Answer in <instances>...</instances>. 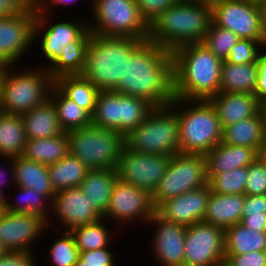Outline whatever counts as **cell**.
I'll use <instances>...</instances> for the list:
<instances>
[{"instance_id": "obj_23", "label": "cell", "mask_w": 266, "mask_h": 266, "mask_svg": "<svg viewBox=\"0 0 266 266\" xmlns=\"http://www.w3.org/2000/svg\"><path fill=\"white\" fill-rule=\"evenodd\" d=\"M205 159L207 174H219L248 167L258 159V153L253 148L220 142L205 155Z\"/></svg>"}, {"instance_id": "obj_11", "label": "cell", "mask_w": 266, "mask_h": 266, "mask_svg": "<svg viewBox=\"0 0 266 266\" xmlns=\"http://www.w3.org/2000/svg\"><path fill=\"white\" fill-rule=\"evenodd\" d=\"M208 184L205 155L177 153L152 194L155 208L166 200Z\"/></svg>"}, {"instance_id": "obj_51", "label": "cell", "mask_w": 266, "mask_h": 266, "mask_svg": "<svg viewBox=\"0 0 266 266\" xmlns=\"http://www.w3.org/2000/svg\"><path fill=\"white\" fill-rule=\"evenodd\" d=\"M78 0H33V9L36 13H49L51 14L56 6H69L70 4H77ZM54 5V6H53ZM50 8V9H49ZM51 11V12H50Z\"/></svg>"}, {"instance_id": "obj_5", "label": "cell", "mask_w": 266, "mask_h": 266, "mask_svg": "<svg viewBox=\"0 0 266 266\" xmlns=\"http://www.w3.org/2000/svg\"><path fill=\"white\" fill-rule=\"evenodd\" d=\"M144 40L132 37L91 35L82 76L100 91L114 90L124 79L125 58Z\"/></svg>"}, {"instance_id": "obj_48", "label": "cell", "mask_w": 266, "mask_h": 266, "mask_svg": "<svg viewBox=\"0 0 266 266\" xmlns=\"http://www.w3.org/2000/svg\"><path fill=\"white\" fill-rule=\"evenodd\" d=\"M37 253L30 252H8L0 258V266H37Z\"/></svg>"}, {"instance_id": "obj_33", "label": "cell", "mask_w": 266, "mask_h": 266, "mask_svg": "<svg viewBox=\"0 0 266 266\" xmlns=\"http://www.w3.org/2000/svg\"><path fill=\"white\" fill-rule=\"evenodd\" d=\"M26 141L21 115L0 112V158L21 156Z\"/></svg>"}, {"instance_id": "obj_53", "label": "cell", "mask_w": 266, "mask_h": 266, "mask_svg": "<svg viewBox=\"0 0 266 266\" xmlns=\"http://www.w3.org/2000/svg\"><path fill=\"white\" fill-rule=\"evenodd\" d=\"M2 159H5V161H9V167H10V170L9 171H6L5 169L4 170H2V168L3 167H0V190H5L4 189V187L3 186H7L8 184L7 183H9V181L12 183V181H15L14 179V164H13V158H10V157H1V159L0 160H2ZM1 166V165H0ZM4 172V173H3ZM9 174H8V173ZM7 175V176H6ZM9 175H11L10 177H9ZM5 176V177H4ZM7 177V178H6ZM8 179H9V181H8ZM12 179V180H11ZM7 182V183H6ZM5 184V185H4ZM3 187V188H2Z\"/></svg>"}, {"instance_id": "obj_50", "label": "cell", "mask_w": 266, "mask_h": 266, "mask_svg": "<svg viewBox=\"0 0 266 266\" xmlns=\"http://www.w3.org/2000/svg\"><path fill=\"white\" fill-rule=\"evenodd\" d=\"M257 66L258 79L254 94L260 102H263L266 100V48L259 54Z\"/></svg>"}, {"instance_id": "obj_30", "label": "cell", "mask_w": 266, "mask_h": 266, "mask_svg": "<svg viewBox=\"0 0 266 266\" xmlns=\"http://www.w3.org/2000/svg\"><path fill=\"white\" fill-rule=\"evenodd\" d=\"M257 79V62L233 64L223 60L221 67L220 92L254 94Z\"/></svg>"}, {"instance_id": "obj_61", "label": "cell", "mask_w": 266, "mask_h": 266, "mask_svg": "<svg viewBox=\"0 0 266 266\" xmlns=\"http://www.w3.org/2000/svg\"><path fill=\"white\" fill-rule=\"evenodd\" d=\"M245 1L261 5L264 0H245Z\"/></svg>"}, {"instance_id": "obj_27", "label": "cell", "mask_w": 266, "mask_h": 266, "mask_svg": "<svg viewBox=\"0 0 266 266\" xmlns=\"http://www.w3.org/2000/svg\"><path fill=\"white\" fill-rule=\"evenodd\" d=\"M27 139L52 138L63 132L53 102L44 103L21 115Z\"/></svg>"}, {"instance_id": "obj_55", "label": "cell", "mask_w": 266, "mask_h": 266, "mask_svg": "<svg viewBox=\"0 0 266 266\" xmlns=\"http://www.w3.org/2000/svg\"><path fill=\"white\" fill-rule=\"evenodd\" d=\"M258 159L264 165L266 170V144L258 152Z\"/></svg>"}, {"instance_id": "obj_43", "label": "cell", "mask_w": 266, "mask_h": 266, "mask_svg": "<svg viewBox=\"0 0 266 266\" xmlns=\"http://www.w3.org/2000/svg\"><path fill=\"white\" fill-rule=\"evenodd\" d=\"M266 194V170L259 159L248 166L245 195Z\"/></svg>"}, {"instance_id": "obj_15", "label": "cell", "mask_w": 266, "mask_h": 266, "mask_svg": "<svg viewBox=\"0 0 266 266\" xmlns=\"http://www.w3.org/2000/svg\"><path fill=\"white\" fill-rule=\"evenodd\" d=\"M156 213V208L152 202V194L140 187H136L120 179H116L111 199L106 213L103 215L108 222V218L119 225L139 221L147 224ZM139 220V221H138Z\"/></svg>"}, {"instance_id": "obj_37", "label": "cell", "mask_w": 266, "mask_h": 266, "mask_svg": "<svg viewBox=\"0 0 266 266\" xmlns=\"http://www.w3.org/2000/svg\"><path fill=\"white\" fill-rule=\"evenodd\" d=\"M106 222L105 218H101L96 222L81 225L70 230L79 252L110 247L111 234L113 233L106 226Z\"/></svg>"}, {"instance_id": "obj_31", "label": "cell", "mask_w": 266, "mask_h": 266, "mask_svg": "<svg viewBox=\"0 0 266 266\" xmlns=\"http://www.w3.org/2000/svg\"><path fill=\"white\" fill-rule=\"evenodd\" d=\"M69 154L67 132L52 138L27 139L22 157L43 165H51Z\"/></svg>"}, {"instance_id": "obj_9", "label": "cell", "mask_w": 266, "mask_h": 266, "mask_svg": "<svg viewBox=\"0 0 266 266\" xmlns=\"http://www.w3.org/2000/svg\"><path fill=\"white\" fill-rule=\"evenodd\" d=\"M92 20L89 30L96 35L148 40L149 25L141 17L135 0H89Z\"/></svg>"}, {"instance_id": "obj_60", "label": "cell", "mask_w": 266, "mask_h": 266, "mask_svg": "<svg viewBox=\"0 0 266 266\" xmlns=\"http://www.w3.org/2000/svg\"><path fill=\"white\" fill-rule=\"evenodd\" d=\"M1 95H2V68L0 67V112H1Z\"/></svg>"}, {"instance_id": "obj_1", "label": "cell", "mask_w": 266, "mask_h": 266, "mask_svg": "<svg viewBox=\"0 0 266 266\" xmlns=\"http://www.w3.org/2000/svg\"><path fill=\"white\" fill-rule=\"evenodd\" d=\"M113 91L144 99L153 107L170 105L174 100L172 51L143 41L125 58L124 79Z\"/></svg>"}, {"instance_id": "obj_8", "label": "cell", "mask_w": 266, "mask_h": 266, "mask_svg": "<svg viewBox=\"0 0 266 266\" xmlns=\"http://www.w3.org/2000/svg\"><path fill=\"white\" fill-rule=\"evenodd\" d=\"M67 135L69 154L83 162L89 170L117 168L125 145L120 132L90 124L69 131Z\"/></svg>"}, {"instance_id": "obj_10", "label": "cell", "mask_w": 266, "mask_h": 266, "mask_svg": "<svg viewBox=\"0 0 266 266\" xmlns=\"http://www.w3.org/2000/svg\"><path fill=\"white\" fill-rule=\"evenodd\" d=\"M154 107L144 99L113 90L100 91L91 124L120 132L123 136L135 129Z\"/></svg>"}, {"instance_id": "obj_34", "label": "cell", "mask_w": 266, "mask_h": 266, "mask_svg": "<svg viewBox=\"0 0 266 266\" xmlns=\"http://www.w3.org/2000/svg\"><path fill=\"white\" fill-rule=\"evenodd\" d=\"M225 255L266 251V232L250 230L238 223L225 231Z\"/></svg>"}, {"instance_id": "obj_25", "label": "cell", "mask_w": 266, "mask_h": 266, "mask_svg": "<svg viewBox=\"0 0 266 266\" xmlns=\"http://www.w3.org/2000/svg\"><path fill=\"white\" fill-rule=\"evenodd\" d=\"M222 143L253 148L257 153L266 144L264 117L259 111L255 116L228 125L222 131Z\"/></svg>"}, {"instance_id": "obj_7", "label": "cell", "mask_w": 266, "mask_h": 266, "mask_svg": "<svg viewBox=\"0 0 266 266\" xmlns=\"http://www.w3.org/2000/svg\"><path fill=\"white\" fill-rule=\"evenodd\" d=\"M125 146L134 152L173 156L180 153L179 124L170 106L154 107L146 119L124 136Z\"/></svg>"}, {"instance_id": "obj_54", "label": "cell", "mask_w": 266, "mask_h": 266, "mask_svg": "<svg viewBox=\"0 0 266 266\" xmlns=\"http://www.w3.org/2000/svg\"><path fill=\"white\" fill-rule=\"evenodd\" d=\"M5 190H0V211L5 212L7 207V195L4 193Z\"/></svg>"}, {"instance_id": "obj_36", "label": "cell", "mask_w": 266, "mask_h": 266, "mask_svg": "<svg viewBox=\"0 0 266 266\" xmlns=\"http://www.w3.org/2000/svg\"><path fill=\"white\" fill-rule=\"evenodd\" d=\"M88 170L83 162L70 154L48 165L49 178L55 192L79 187Z\"/></svg>"}, {"instance_id": "obj_20", "label": "cell", "mask_w": 266, "mask_h": 266, "mask_svg": "<svg viewBox=\"0 0 266 266\" xmlns=\"http://www.w3.org/2000/svg\"><path fill=\"white\" fill-rule=\"evenodd\" d=\"M146 225L155 227L150 243L160 266H184V243L187 227L169 222L155 213Z\"/></svg>"}, {"instance_id": "obj_38", "label": "cell", "mask_w": 266, "mask_h": 266, "mask_svg": "<svg viewBox=\"0 0 266 266\" xmlns=\"http://www.w3.org/2000/svg\"><path fill=\"white\" fill-rule=\"evenodd\" d=\"M16 187V192L19 198L17 203L14 204L11 202V199H7V212L13 213H29L40 215L47 221V226H50V215H51V202L40 193L34 191L30 188H24L19 186Z\"/></svg>"}, {"instance_id": "obj_45", "label": "cell", "mask_w": 266, "mask_h": 266, "mask_svg": "<svg viewBox=\"0 0 266 266\" xmlns=\"http://www.w3.org/2000/svg\"><path fill=\"white\" fill-rule=\"evenodd\" d=\"M115 256V252L110 251L109 247L79 252L81 266H117Z\"/></svg>"}, {"instance_id": "obj_35", "label": "cell", "mask_w": 266, "mask_h": 266, "mask_svg": "<svg viewBox=\"0 0 266 266\" xmlns=\"http://www.w3.org/2000/svg\"><path fill=\"white\" fill-rule=\"evenodd\" d=\"M49 99L54 104L63 132L85 128L91 124V116L67 98L55 85L50 90Z\"/></svg>"}, {"instance_id": "obj_3", "label": "cell", "mask_w": 266, "mask_h": 266, "mask_svg": "<svg viewBox=\"0 0 266 266\" xmlns=\"http://www.w3.org/2000/svg\"><path fill=\"white\" fill-rule=\"evenodd\" d=\"M212 21L211 6L179 0L152 22L148 40L169 51L189 43H202Z\"/></svg>"}, {"instance_id": "obj_52", "label": "cell", "mask_w": 266, "mask_h": 266, "mask_svg": "<svg viewBox=\"0 0 266 266\" xmlns=\"http://www.w3.org/2000/svg\"><path fill=\"white\" fill-rule=\"evenodd\" d=\"M240 224L250 230L266 232V215L242 216Z\"/></svg>"}, {"instance_id": "obj_17", "label": "cell", "mask_w": 266, "mask_h": 266, "mask_svg": "<svg viewBox=\"0 0 266 266\" xmlns=\"http://www.w3.org/2000/svg\"><path fill=\"white\" fill-rule=\"evenodd\" d=\"M36 12L0 17V67L15 66L34 44ZM22 57V59H21Z\"/></svg>"}, {"instance_id": "obj_14", "label": "cell", "mask_w": 266, "mask_h": 266, "mask_svg": "<svg viewBox=\"0 0 266 266\" xmlns=\"http://www.w3.org/2000/svg\"><path fill=\"white\" fill-rule=\"evenodd\" d=\"M49 13H36L34 25V41L40 38V47L44 60L48 64H42L46 70L63 54L65 46L77 40L88 28V20L85 18L78 19L77 17L69 19V21L51 22ZM50 20V21H49ZM71 20V21H70ZM42 35V36H41ZM40 36V37H39Z\"/></svg>"}, {"instance_id": "obj_19", "label": "cell", "mask_w": 266, "mask_h": 266, "mask_svg": "<svg viewBox=\"0 0 266 266\" xmlns=\"http://www.w3.org/2000/svg\"><path fill=\"white\" fill-rule=\"evenodd\" d=\"M52 217H56L67 231L93 223L103 218V215L91 204L80 187L57 191L51 203Z\"/></svg>"}, {"instance_id": "obj_32", "label": "cell", "mask_w": 266, "mask_h": 266, "mask_svg": "<svg viewBox=\"0 0 266 266\" xmlns=\"http://www.w3.org/2000/svg\"><path fill=\"white\" fill-rule=\"evenodd\" d=\"M54 85L70 100L93 115L100 90L82 75H65L54 80Z\"/></svg>"}, {"instance_id": "obj_44", "label": "cell", "mask_w": 266, "mask_h": 266, "mask_svg": "<svg viewBox=\"0 0 266 266\" xmlns=\"http://www.w3.org/2000/svg\"><path fill=\"white\" fill-rule=\"evenodd\" d=\"M179 0H135L141 17L150 26L168 8L174 6Z\"/></svg>"}, {"instance_id": "obj_58", "label": "cell", "mask_w": 266, "mask_h": 266, "mask_svg": "<svg viewBox=\"0 0 266 266\" xmlns=\"http://www.w3.org/2000/svg\"><path fill=\"white\" fill-rule=\"evenodd\" d=\"M262 8V16H263V25L266 32V0H264L261 4Z\"/></svg>"}, {"instance_id": "obj_6", "label": "cell", "mask_w": 266, "mask_h": 266, "mask_svg": "<svg viewBox=\"0 0 266 266\" xmlns=\"http://www.w3.org/2000/svg\"><path fill=\"white\" fill-rule=\"evenodd\" d=\"M37 66L35 68L22 66L16 70L13 69V65L1 67L2 113L22 115L49 98L54 80L44 67Z\"/></svg>"}, {"instance_id": "obj_62", "label": "cell", "mask_w": 266, "mask_h": 266, "mask_svg": "<svg viewBox=\"0 0 266 266\" xmlns=\"http://www.w3.org/2000/svg\"><path fill=\"white\" fill-rule=\"evenodd\" d=\"M74 266H81V258L80 257H78V260Z\"/></svg>"}, {"instance_id": "obj_40", "label": "cell", "mask_w": 266, "mask_h": 266, "mask_svg": "<svg viewBox=\"0 0 266 266\" xmlns=\"http://www.w3.org/2000/svg\"><path fill=\"white\" fill-rule=\"evenodd\" d=\"M61 236H56L49 247L48 259L51 266H74L79 257V249L70 231L60 229Z\"/></svg>"}, {"instance_id": "obj_47", "label": "cell", "mask_w": 266, "mask_h": 266, "mask_svg": "<svg viewBox=\"0 0 266 266\" xmlns=\"http://www.w3.org/2000/svg\"><path fill=\"white\" fill-rule=\"evenodd\" d=\"M33 9V0H0V17L28 14Z\"/></svg>"}, {"instance_id": "obj_26", "label": "cell", "mask_w": 266, "mask_h": 266, "mask_svg": "<svg viewBox=\"0 0 266 266\" xmlns=\"http://www.w3.org/2000/svg\"><path fill=\"white\" fill-rule=\"evenodd\" d=\"M14 184L24 188H30L44 195L51 203L56 192L51 184L48 166L22 156L13 157Z\"/></svg>"}, {"instance_id": "obj_24", "label": "cell", "mask_w": 266, "mask_h": 266, "mask_svg": "<svg viewBox=\"0 0 266 266\" xmlns=\"http://www.w3.org/2000/svg\"><path fill=\"white\" fill-rule=\"evenodd\" d=\"M245 195L210 193L203 222L224 231L241 222Z\"/></svg>"}, {"instance_id": "obj_28", "label": "cell", "mask_w": 266, "mask_h": 266, "mask_svg": "<svg viewBox=\"0 0 266 266\" xmlns=\"http://www.w3.org/2000/svg\"><path fill=\"white\" fill-rule=\"evenodd\" d=\"M117 178L116 169L88 170L79 186L102 215L108 209L112 188Z\"/></svg>"}, {"instance_id": "obj_21", "label": "cell", "mask_w": 266, "mask_h": 266, "mask_svg": "<svg viewBox=\"0 0 266 266\" xmlns=\"http://www.w3.org/2000/svg\"><path fill=\"white\" fill-rule=\"evenodd\" d=\"M210 193L211 188L207 184L166 200L156 208V213L164 220L184 227L203 222Z\"/></svg>"}, {"instance_id": "obj_57", "label": "cell", "mask_w": 266, "mask_h": 266, "mask_svg": "<svg viewBox=\"0 0 266 266\" xmlns=\"http://www.w3.org/2000/svg\"><path fill=\"white\" fill-rule=\"evenodd\" d=\"M260 111L262 112V115L264 117V127L266 132V100L263 102H260Z\"/></svg>"}, {"instance_id": "obj_56", "label": "cell", "mask_w": 266, "mask_h": 266, "mask_svg": "<svg viewBox=\"0 0 266 266\" xmlns=\"http://www.w3.org/2000/svg\"><path fill=\"white\" fill-rule=\"evenodd\" d=\"M194 1H196V2H198V3H201V4H203V5H207V6H211V7H213V6H215L216 4H218V3H222V2L225 1V0H194Z\"/></svg>"}, {"instance_id": "obj_39", "label": "cell", "mask_w": 266, "mask_h": 266, "mask_svg": "<svg viewBox=\"0 0 266 266\" xmlns=\"http://www.w3.org/2000/svg\"><path fill=\"white\" fill-rule=\"evenodd\" d=\"M248 167H240L219 174H207L211 191L219 194L245 195Z\"/></svg>"}, {"instance_id": "obj_16", "label": "cell", "mask_w": 266, "mask_h": 266, "mask_svg": "<svg viewBox=\"0 0 266 266\" xmlns=\"http://www.w3.org/2000/svg\"><path fill=\"white\" fill-rule=\"evenodd\" d=\"M170 157L162 154L134 152L124 145L116 168L117 177L122 182L140 187L153 194L165 174Z\"/></svg>"}, {"instance_id": "obj_46", "label": "cell", "mask_w": 266, "mask_h": 266, "mask_svg": "<svg viewBox=\"0 0 266 266\" xmlns=\"http://www.w3.org/2000/svg\"><path fill=\"white\" fill-rule=\"evenodd\" d=\"M224 266H266V251H254L242 255H225Z\"/></svg>"}, {"instance_id": "obj_29", "label": "cell", "mask_w": 266, "mask_h": 266, "mask_svg": "<svg viewBox=\"0 0 266 266\" xmlns=\"http://www.w3.org/2000/svg\"><path fill=\"white\" fill-rule=\"evenodd\" d=\"M91 35L88 28L77 40L65 46L63 54L47 69L53 80L65 75L82 74Z\"/></svg>"}, {"instance_id": "obj_2", "label": "cell", "mask_w": 266, "mask_h": 266, "mask_svg": "<svg viewBox=\"0 0 266 266\" xmlns=\"http://www.w3.org/2000/svg\"><path fill=\"white\" fill-rule=\"evenodd\" d=\"M174 98L209 100L220 92L223 60L203 43H189L172 51Z\"/></svg>"}, {"instance_id": "obj_13", "label": "cell", "mask_w": 266, "mask_h": 266, "mask_svg": "<svg viewBox=\"0 0 266 266\" xmlns=\"http://www.w3.org/2000/svg\"><path fill=\"white\" fill-rule=\"evenodd\" d=\"M212 20L239 38L266 41L261 5L245 0H225L212 7Z\"/></svg>"}, {"instance_id": "obj_41", "label": "cell", "mask_w": 266, "mask_h": 266, "mask_svg": "<svg viewBox=\"0 0 266 266\" xmlns=\"http://www.w3.org/2000/svg\"><path fill=\"white\" fill-rule=\"evenodd\" d=\"M240 38L231 30L217 26L213 21L202 43L218 58L225 60Z\"/></svg>"}, {"instance_id": "obj_12", "label": "cell", "mask_w": 266, "mask_h": 266, "mask_svg": "<svg viewBox=\"0 0 266 266\" xmlns=\"http://www.w3.org/2000/svg\"><path fill=\"white\" fill-rule=\"evenodd\" d=\"M225 232L205 222L186 229L184 266H224Z\"/></svg>"}, {"instance_id": "obj_59", "label": "cell", "mask_w": 266, "mask_h": 266, "mask_svg": "<svg viewBox=\"0 0 266 266\" xmlns=\"http://www.w3.org/2000/svg\"><path fill=\"white\" fill-rule=\"evenodd\" d=\"M8 252L9 251L6 249V247L0 242V258L6 255Z\"/></svg>"}, {"instance_id": "obj_42", "label": "cell", "mask_w": 266, "mask_h": 266, "mask_svg": "<svg viewBox=\"0 0 266 266\" xmlns=\"http://www.w3.org/2000/svg\"><path fill=\"white\" fill-rule=\"evenodd\" d=\"M266 48V41L240 38L231 48L227 58L233 64H247L257 62L259 54Z\"/></svg>"}, {"instance_id": "obj_22", "label": "cell", "mask_w": 266, "mask_h": 266, "mask_svg": "<svg viewBox=\"0 0 266 266\" xmlns=\"http://www.w3.org/2000/svg\"><path fill=\"white\" fill-rule=\"evenodd\" d=\"M209 101L217 111L222 129L260 111V101L255 94L219 92Z\"/></svg>"}, {"instance_id": "obj_18", "label": "cell", "mask_w": 266, "mask_h": 266, "mask_svg": "<svg viewBox=\"0 0 266 266\" xmlns=\"http://www.w3.org/2000/svg\"><path fill=\"white\" fill-rule=\"evenodd\" d=\"M47 228V221L40 215L7 211L0 214V242L9 252L35 253L33 244L43 232H48Z\"/></svg>"}, {"instance_id": "obj_4", "label": "cell", "mask_w": 266, "mask_h": 266, "mask_svg": "<svg viewBox=\"0 0 266 266\" xmlns=\"http://www.w3.org/2000/svg\"><path fill=\"white\" fill-rule=\"evenodd\" d=\"M170 106L177 113L180 153L206 155L222 141V126L209 100L174 98Z\"/></svg>"}, {"instance_id": "obj_49", "label": "cell", "mask_w": 266, "mask_h": 266, "mask_svg": "<svg viewBox=\"0 0 266 266\" xmlns=\"http://www.w3.org/2000/svg\"><path fill=\"white\" fill-rule=\"evenodd\" d=\"M266 215V194L245 195L242 216Z\"/></svg>"}]
</instances>
